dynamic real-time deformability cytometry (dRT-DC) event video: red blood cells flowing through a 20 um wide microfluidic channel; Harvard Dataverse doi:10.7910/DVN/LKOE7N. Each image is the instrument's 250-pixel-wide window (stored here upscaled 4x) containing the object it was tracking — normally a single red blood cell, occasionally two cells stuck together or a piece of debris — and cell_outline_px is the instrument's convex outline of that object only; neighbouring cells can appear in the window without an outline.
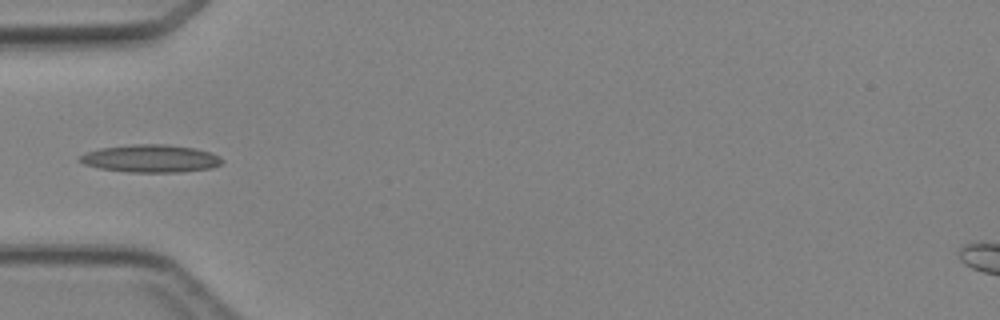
{"species": "Egyptian fruit bat (a non-hibernating species)", "species_latin": "Rousettus aegyptiacus", "temperature_condition": "cold", "stored_images_in_passage": 5, "camera_frame_rate_fps": 3000, "um_per_image_px": 0.085, "animal": {"sex": "female"}, "frame": {"image": 1, "passage_image": 5, "time_ms": 4.667, "image_size_px": [1000, 320], "cell_outline_px": [[224, 160], [220, 164], [212, 168], [180, 172], [128, 172], [100, 168], [84, 164], [76, 160], [84, 152], [100, 148], [136, 144], [164, 144], [196, 148], [212, 152], [220, 156]], "centroid_in_image_um": [12.82, 13.47], "position_along_channel_um": 72.2, "area_um2": 23.12}}